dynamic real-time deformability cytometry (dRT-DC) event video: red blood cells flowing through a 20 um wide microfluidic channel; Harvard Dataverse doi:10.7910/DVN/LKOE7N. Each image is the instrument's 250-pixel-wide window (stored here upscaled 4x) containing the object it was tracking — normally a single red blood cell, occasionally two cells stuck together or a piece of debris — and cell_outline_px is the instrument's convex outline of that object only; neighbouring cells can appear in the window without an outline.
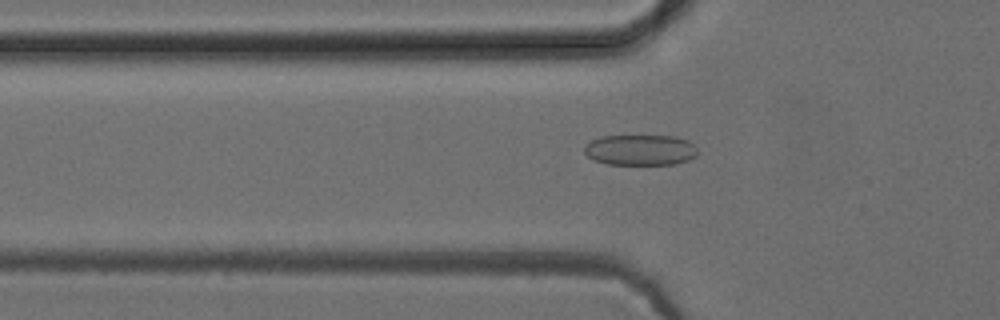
{"species": "common noctule bat (a hibernating species)", "species_latin": "Nyctalus noctula", "temperature_condition": "cold", "stored_images_in_passage": 52, "camera_frame_rate_fps": 3000, "um_per_image_px": 0.085, "animal": {"sex": "female", "body_mass_g": 24.6, "forearm_length_mm": 56.2}, "frame": {"image": 1, "passage_image": 17, "time_ms": 5.333, "image_size_px": [1000, 320], "cell_outline_px": [[696, 156], [688, 160], [676, 164], [608, 164], [592, 160], [584, 152], [584, 144], [600, 136], [676, 136], [688, 140], [696, 148]], "centroid_in_image_um": [54.4, 12.74], "position_along_channel_um": 71.4, "area_um2": 20.35}}
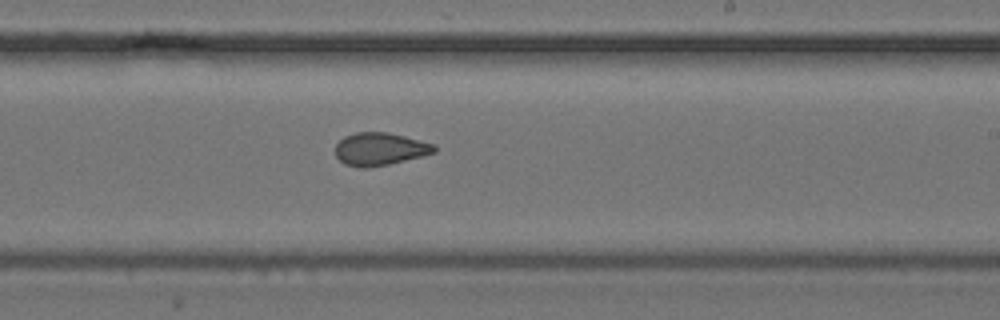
{"frame": {"image": 2, "passage_image": 31, "time_ms": 10.0, "image_size_px": [1000, 320], "cell_outline_px": [[436, 152], [388, 164], [368, 168], [360, 168], [344, 164], [336, 156], [336, 144], [344, 136], [356, 132], [388, 132], [436, 144]], "centroid_in_image_um": [32.28, 12.66], "position_along_channel_um": 256.7, "area_um2": 18.84}}
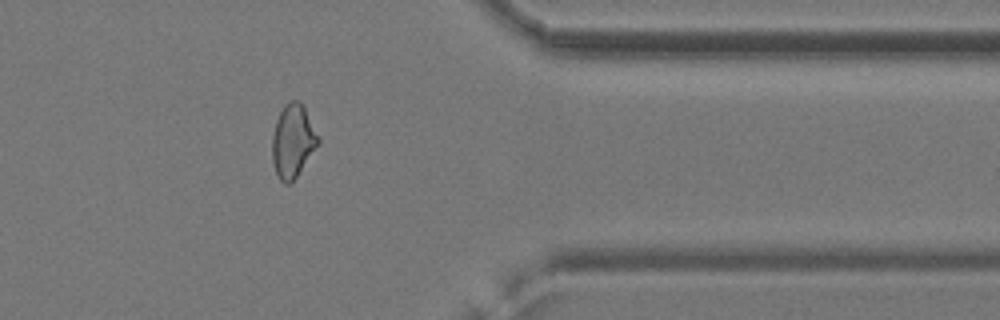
{"frame": {"image": 3, "passage_image": 42, "time_ms": 13.667, "image_size_px": [1000, 320], "cell_outline_px": [[320, 140], [292, 184], [284, 184], [280, 180], [276, 172], [272, 160], [272, 136], [276, 120], [284, 104], [292, 100], [300, 100], [304, 104]], "centroid_in_image_um": [24.88, 11.97], "position_along_channel_um": 386.5, "area_um2": 19.65}, "authors_computed_cell_mechanics": {"area_um2": 19.8543, "velocity_mm_per_s": 3.957, "shape_relaxation_time_tau1_ms": null, "shape_relaxation_time_tau2_ms": 1.9846, "deformation_change_tau1": null, "deformation_change_tau2": 0.0776}}